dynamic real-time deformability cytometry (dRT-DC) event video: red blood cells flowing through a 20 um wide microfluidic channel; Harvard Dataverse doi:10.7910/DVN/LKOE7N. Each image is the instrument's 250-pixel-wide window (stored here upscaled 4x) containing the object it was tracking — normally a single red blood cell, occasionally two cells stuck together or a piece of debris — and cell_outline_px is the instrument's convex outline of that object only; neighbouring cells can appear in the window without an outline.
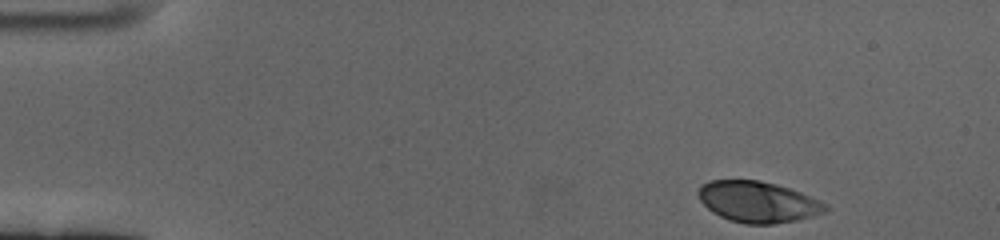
{"species": "human", "species_latin": "Homo sapiens", "temperature_condition": "cold", "stored_images_in_passage": 54, "camera_frame_rate_fps": 3000, "um_per_image_px": 0.085, "donor": {"sex": "female"}, "frame": {"image": 1, "passage_image": 1, "time_ms": 0.0, "image_size_px": [1000, 240], "cell_outline_px": [[828, 208], [824, 212], [812, 216], [796, 220], [772, 224], [744, 224], [728, 220], [712, 212], [700, 200], [696, 192], [700, 184], [708, 180], [760, 180], [776, 184], [800, 192], [820, 200], [828, 204]], "centroid_in_image_um": [64.39, 17.15], "position_along_channel_um": 20.6, "area_um2": 30.58}}
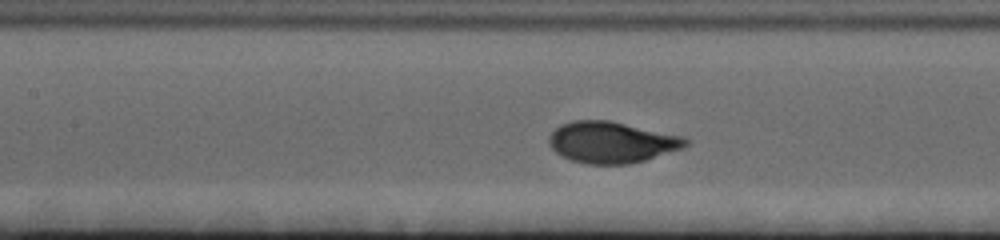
{"frame": {"image": 2, "passage_image": 22, "time_ms": 7.0, "image_size_px": [1000, 240], "cell_outline_px": [[688, 144], [684, 148], [644, 160], [628, 164], [584, 164], [572, 160], [556, 152], [548, 144], [548, 136], [560, 124], [572, 120], [608, 120], [684, 136], [688, 140]], "centroid_in_image_um": [51.98, 12.09], "position_along_channel_um": 155.4, "area_um2": 32.89}}
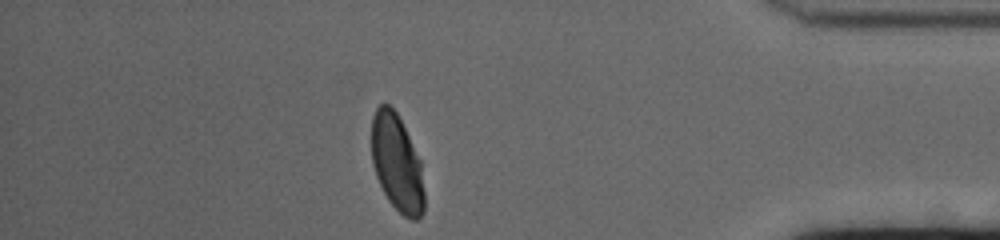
{"frame": {"image": 3, "passage_image": 47, "time_ms": 15.333, "image_size_px": [1000, 240], "cell_outline_px": [[424, 212], [416, 220], [412, 220], [404, 216], [388, 200], [376, 176], [372, 164], [372, 116], [376, 108], [380, 104], [388, 104], [396, 112], [420, 160], [424, 192]], "centroid_in_image_um": [33.73, 13.88], "position_along_channel_um": 401.5, "area_um2": 29.48}, "authors_computed_cell_mechanics": {"area_um2": 31.9345, "velocity_mm_per_s": 3.3583, "shape_relaxation_time_tau1_ms": 3.3283, "shape_relaxation_time_tau2_ms": null, "deformation_change_tau1": 0.1708, "deformation_change_tau2": null}}